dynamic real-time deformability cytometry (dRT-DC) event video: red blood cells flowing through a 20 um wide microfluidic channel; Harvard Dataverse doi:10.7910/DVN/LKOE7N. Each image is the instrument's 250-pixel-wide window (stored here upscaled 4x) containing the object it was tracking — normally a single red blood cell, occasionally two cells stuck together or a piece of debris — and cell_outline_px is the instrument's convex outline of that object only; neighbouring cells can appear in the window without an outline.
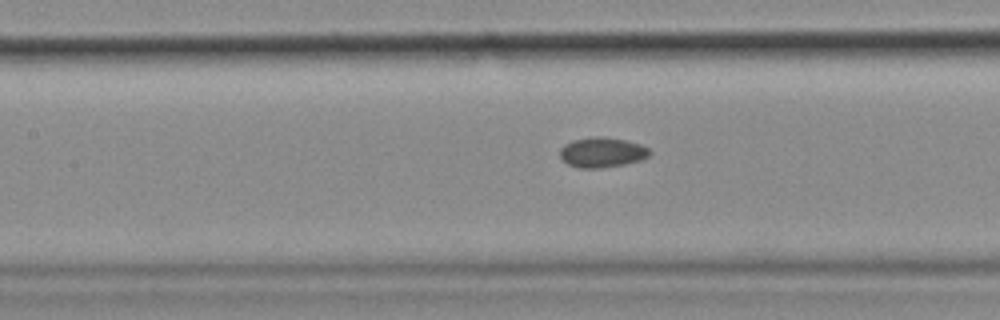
{"species": "common noctule bat (a hibernating species)", "species_latin": "Nyctalus noctula", "temperature_condition": "cold", "stored_images_in_passage": 33, "camera_frame_rate_fps": 3000, "um_per_image_px": 0.085, "animal": {"sex": "female", "body_mass_g": 18.4}, "frame": {"image": 1, "passage_image": 15, "time_ms": 4.667, "image_size_px": [1000, 320], "cell_outline_px": [[652, 152], [648, 156], [640, 160], [624, 164], [600, 168], [580, 168], [568, 164], [560, 156], [560, 148], [564, 144], [572, 140], [592, 136], [600, 136], [624, 140], [640, 144], [648, 148]], "centroid_in_image_um": [51.16, 12.94], "position_along_channel_um": 156.2, "area_um2": 15.66}}